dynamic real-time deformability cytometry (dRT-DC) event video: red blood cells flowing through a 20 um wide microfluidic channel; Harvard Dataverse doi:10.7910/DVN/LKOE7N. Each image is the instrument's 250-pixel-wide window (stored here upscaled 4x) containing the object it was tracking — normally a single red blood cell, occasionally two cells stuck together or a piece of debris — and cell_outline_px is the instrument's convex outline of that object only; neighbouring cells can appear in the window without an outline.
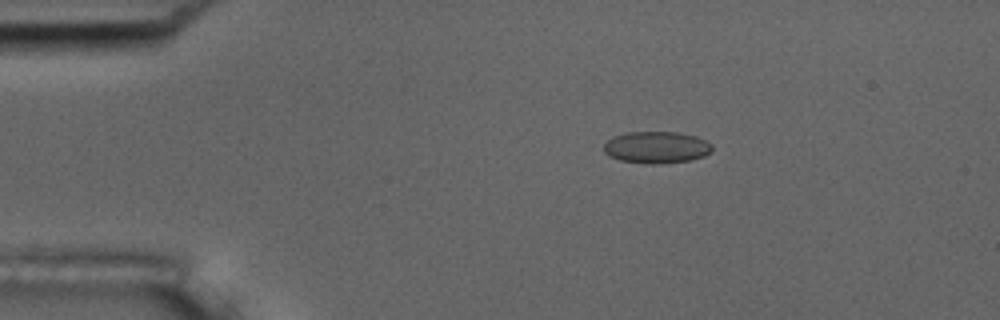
{"species": "common noctule bat (a hibernating species)", "species_latin": "Nyctalus noctula", "temperature_condition": "room temperature", "stored_images_in_passage": 52, "camera_frame_rate_fps": 3000, "um_per_image_px": 0.085, "animal": {"sex": "male", "body_mass_g": 17.5, "forearm_length_mm": 52.3}, "frame": {"image": 1, "passage_image": 8, "time_ms": 2.333, "image_size_px": [1000, 320], "cell_outline_px": [[712, 152], [704, 156], [688, 160], [660, 164], [644, 164], [620, 160], [608, 156], [604, 152], [604, 144], [608, 140], [616, 136], [628, 132], [676, 132], [696, 136], [712, 144]], "centroid_in_image_um": [55.8, 12.53], "position_along_channel_um": 29.2, "area_um2": 20.11}}
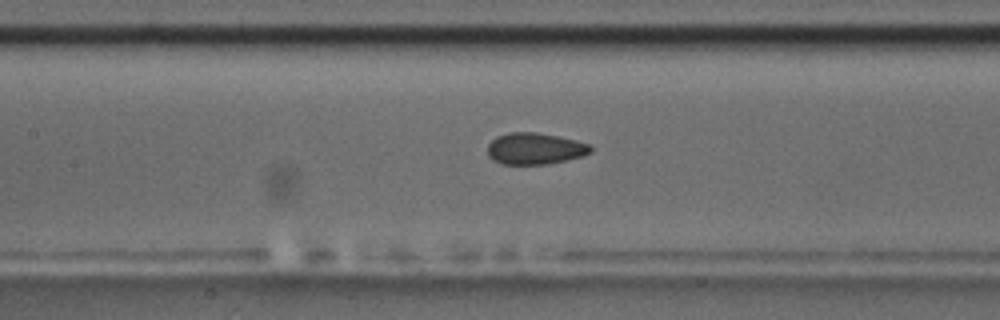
{"frame": {"image": 2, "passage_image": 23, "time_ms": 7.333, "image_size_px": [1000, 320], "cell_outline_px": [[592, 152], [584, 156], [544, 164], [504, 164], [488, 156], [488, 144], [496, 136], [508, 132], [536, 132], [576, 140], [592, 144]], "centroid_in_image_um": [45.5, 12.62], "position_along_channel_um": 161.9, "area_um2": 18.9}, "authors_computed_cell_mechanics": {"area_um2": 19.2474, "velocity_mm_per_s": 3.7302, "shape_relaxation_time_tau1_ms": null, "shape_relaxation_time_tau2_ms": 1.6035, "deformation_change_tau1": null, "deformation_change_tau2": 0.0788}}